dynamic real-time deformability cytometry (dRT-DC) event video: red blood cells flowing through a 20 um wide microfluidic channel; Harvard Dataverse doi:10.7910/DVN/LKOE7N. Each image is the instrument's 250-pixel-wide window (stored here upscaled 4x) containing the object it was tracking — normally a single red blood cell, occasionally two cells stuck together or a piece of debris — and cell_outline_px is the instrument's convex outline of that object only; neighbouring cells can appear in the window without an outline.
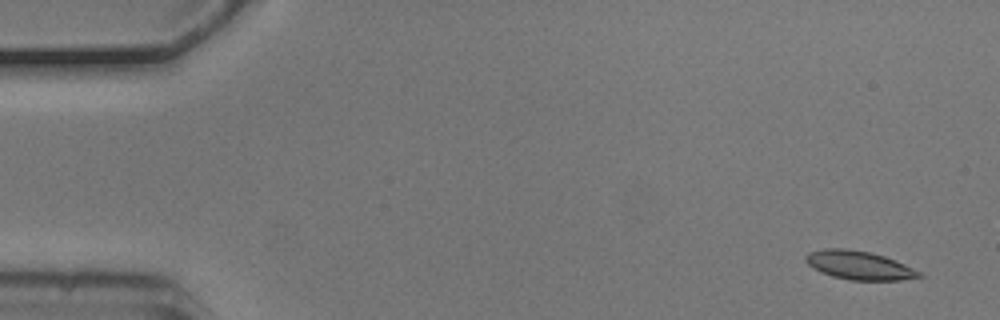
{"species": "common noctule bat (a hibernating species)", "species_latin": "Nyctalus noctula", "temperature_condition": "cold", "stored_images_in_passage": 6, "camera_frame_rate_fps": 3000, "um_per_image_px": 0.085, "animal": {"sex": "male", "body_mass_g": 20.5, "forearm_length_mm": 52.5}, "frame": {"image": 1, "passage_image": 1, "time_ms": 0.0, "image_size_px": [1000, 320], "cell_outline_px": [[924, 276], [900, 280], [848, 280], [832, 276], [820, 272], [812, 268], [804, 260], [804, 256], [808, 252], [824, 248], [848, 248], [868, 252], [884, 256], [896, 260], [920, 272]], "centroid_in_image_um": [72.97, 22.54], "position_along_channel_um": 12.0, "area_um2": 19.02}}